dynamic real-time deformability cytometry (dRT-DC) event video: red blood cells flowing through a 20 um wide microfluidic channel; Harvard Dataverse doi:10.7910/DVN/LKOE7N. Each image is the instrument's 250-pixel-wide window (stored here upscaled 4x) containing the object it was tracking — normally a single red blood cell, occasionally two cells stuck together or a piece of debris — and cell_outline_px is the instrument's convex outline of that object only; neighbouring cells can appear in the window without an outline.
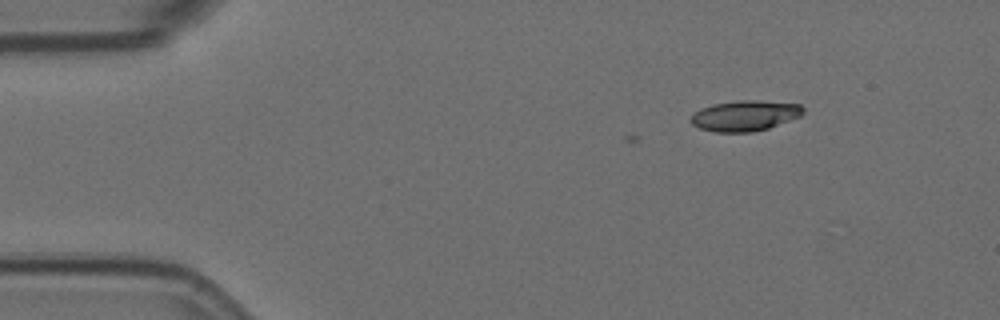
{"species": "Egyptian fruit bat (a non-hibernating species)", "species_latin": "Rousettus aegyptiacus", "temperature_condition": "room temperature", "stored_images_in_passage": 4, "camera_frame_rate_fps": 3000, "um_per_image_px": 0.085, "animal": {"sex": "female"}, "frame": {"image": 1, "passage_image": 4, "time_ms": 1.0, "image_size_px": [1000, 320], "cell_outline_px": [[804, 112], [800, 116], [768, 128], [752, 132], [716, 132], [700, 128], [692, 124], [688, 120], [700, 108], [712, 104], [740, 100], [756, 100], [800, 104], [804, 108]], "centroid_in_image_um": [63.31, 9.83], "position_along_channel_um": 21.7, "area_um2": 19.94}}